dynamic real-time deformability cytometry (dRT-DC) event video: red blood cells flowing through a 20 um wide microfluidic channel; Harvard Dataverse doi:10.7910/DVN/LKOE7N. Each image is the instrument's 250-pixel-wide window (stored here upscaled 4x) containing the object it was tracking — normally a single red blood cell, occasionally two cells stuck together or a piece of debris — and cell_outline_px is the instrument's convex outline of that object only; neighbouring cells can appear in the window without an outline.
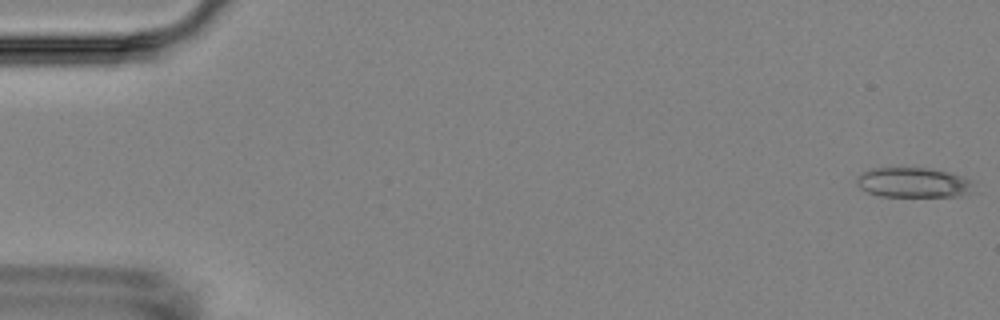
{"species": "Egyptian fruit bat (a non-hibernating species)", "species_latin": "Rousettus aegyptiacus", "temperature_condition": "room temperature", "stored_images_in_passage": 6, "camera_frame_rate_fps": 3000, "um_per_image_px": 0.085, "animal": {"sex": "female"}, "frame": {"image": 1, "passage_image": 1, "time_ms": 0.0, "image_size_px": [1000, 320], "cell_outline_px": [[972, 184], [968, 192], [960, 196], [880, 196], [868, 192], [860, 188], [856, 184], [856, 176], [872, 168], [932, 168], [964, 176], [972, 180]], "centroid_in_image_um": [77.6, 15.51], "position_along_channel_um": 7.4, "area_um2": 20.35}}